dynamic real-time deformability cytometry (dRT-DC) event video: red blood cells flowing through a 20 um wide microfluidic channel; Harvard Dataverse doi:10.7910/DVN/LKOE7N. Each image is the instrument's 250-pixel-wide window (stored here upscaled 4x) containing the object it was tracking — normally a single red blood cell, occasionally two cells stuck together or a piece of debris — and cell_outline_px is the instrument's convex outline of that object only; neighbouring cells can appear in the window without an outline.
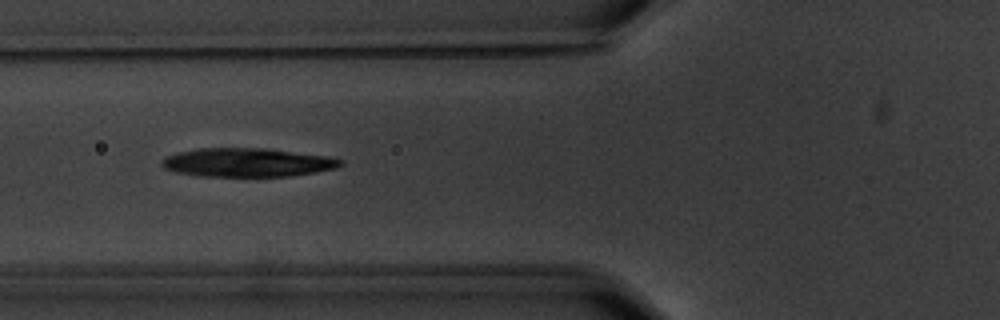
{"species": "common noctule bat (a hibernating species)", "species_latin": "Nyctalus noctula", "temperature_condition": "warm", "stored_images_in_passage": 11, "camera_frame_rate_fps": 3000, "um_per_image_px": 0.085, "animal": {"sex": "male", "body_mass_g": 20.1, "forearm_length_mm": 53.5}, "frame": {"image": 1, "passage_image": 6, "time_ms": 6.667, "image_size_px": [1000, 320], "cell_outline_px": [[344, 164], [336, 168], [288, 176], [200, 176], [176, 172], [164, 168], [160, 164], [164, 156], [196, 148], [268, 148], [328, 156], [344, 160]], "centroid_in_image_um": [21.01, 13.8], "position_along_channel_um": 104.8, "area_um2": 29.94}}
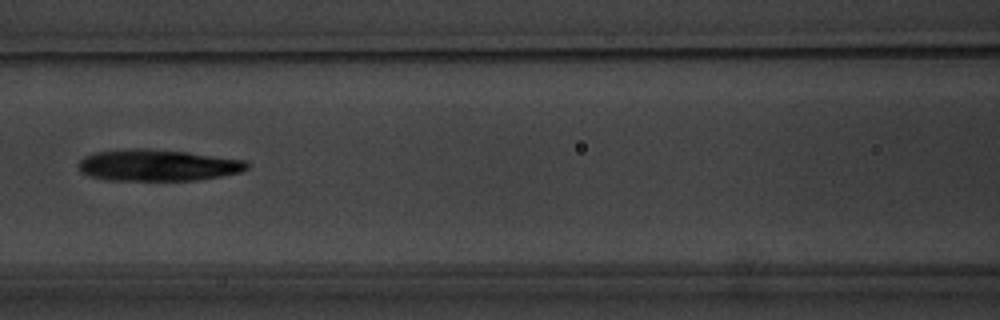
{"frame": {"image": 2, "passage_image": 7, "time_ms": 8.0, "image_size_px": [1000, 320], "cell_outline_px": [[248, 168], [240, 172], [220, 176], [196, 180], [108, 180], [88, 176], [80, 172], [76, 164], [84, 156], [92, 152], [132, 148], [148, 148], [188, 152], [248, 160]], "centroid_in_image_um": [13.36, 14.03], "position_along_channel_um": 153.2, "area_um2": 31.33}}